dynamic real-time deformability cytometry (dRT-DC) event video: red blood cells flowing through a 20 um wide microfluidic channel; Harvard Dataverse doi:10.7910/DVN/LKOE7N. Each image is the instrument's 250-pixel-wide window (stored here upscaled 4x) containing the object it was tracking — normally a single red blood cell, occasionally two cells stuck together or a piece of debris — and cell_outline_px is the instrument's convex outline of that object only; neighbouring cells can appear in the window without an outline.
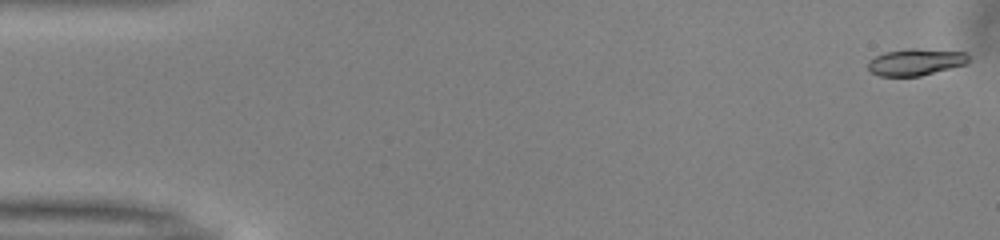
{"species": "common noctule bat (a hibernating species)", "species_latin": "Nyctalus noctula", "temperature_condition": "warm", "stored_images_in_passage": 51, "camera_frame_rate_fps": 3000, "um_per_image_px": 0.085, "animal": {"sex": "male", "body_mass_g": 13.0, "forearm_length_mm": 53.1}, "frame": {"image": 1, "passage_image": 1, "time_ms": 0.0, "image_size_px": [1000, 240], "cell_outline_px": [[968, 64], [920, 76], [880, 76], [872, 72], [868, 68], [868, 60], [884, 52], [908, 48], [916, 48], [964, 52], [968, 56]], "centroid_in_image_um": [77.83, 5.27], "position_along_channel_um": 7.2, "area_um2": 15.72}}
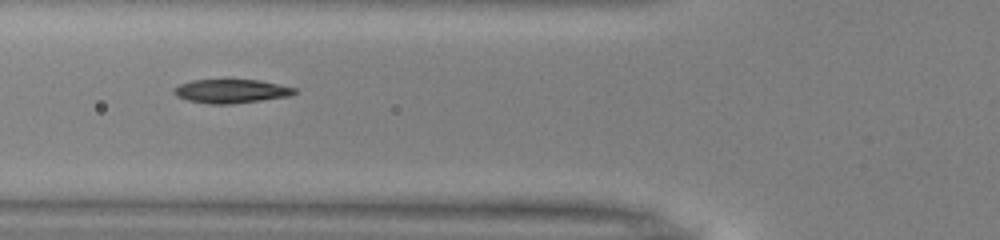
{"frame": {"image": 2, "passage_image": 19, "time_ms": 6.0, "image_size_px": [1000, 240], "cell_outline_px": [[296, 92], [292, 96], [232, 104], [208, 104], [188, 100], [176, 96], [172, 92], [172, 88], [180, 84], [192, 80], [260, 80], [296, 88]], "centroid_in_image_um": [19.64, 7.75], "position_along_channel_um": 106.2, "area_um2": 16.82}}
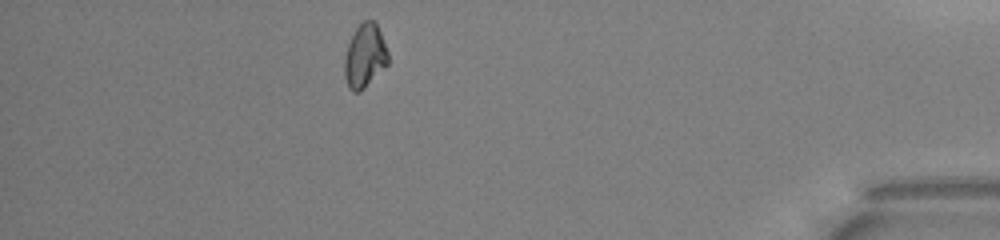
{"frame": {"image": 3, "passage_image": 45, "time_ms": 14.667, "image_size_px": [1000, 240], "cell_outline_px": [[388, 64], [360, 92], [352, 92], [348, 88], [344, 76], [344, 60], [348, 44], [356, 28], [364, 20], [376, 20], [388, 52]], "centroid_in_image_um": [31.0, 4.76], "position_along_channel_um": 404.2, "area_um2": 16.24}, "authors_computed_cell_mechanics": {"area_um2": 16.2418, "velocity_mm_per_s": 4.0354, "shape_relaxation_time_tau1_ms": 4.4262, "shape_relaxation_time_tau2_ms": null, "deformation_change_tau1": 0.1272, "deformation_change_tau2": null}}